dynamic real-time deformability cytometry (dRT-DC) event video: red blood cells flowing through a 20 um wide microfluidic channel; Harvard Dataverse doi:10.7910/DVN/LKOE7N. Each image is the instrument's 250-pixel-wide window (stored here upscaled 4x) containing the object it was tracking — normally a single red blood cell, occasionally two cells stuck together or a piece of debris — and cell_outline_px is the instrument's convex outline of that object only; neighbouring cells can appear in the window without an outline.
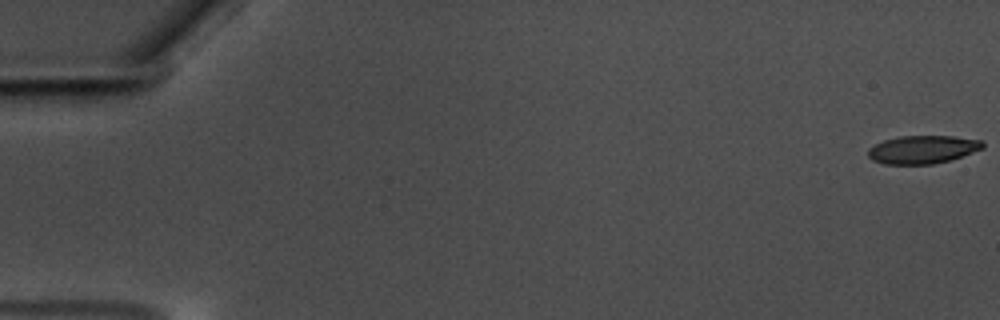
{"species": "common noctule bat (a hibernating species)", "species_latin": "Nyctalus noctula", "temperature_condition": "warm", "stored_images_in_passage": 59, "camera_frame_rate_fps": 3000, "um_per_image_px": 0.085, "animal": {"sex": "male", "body_mass_g": 17.5, "forearm_length_mm": 52.3}, "frame": {"image": 1, "passage_image": 1, "time_ms": 0.0, "image_size_px": [1000, 320], "cell_outline_px": [[984, 148], [952, 160], [932, 164], [884, 164], [872, 160], [868, 156], [868, 148], [884, 140], [900, 136], [952, 136], [980, 140], [984, 144]], "centroid_in_image_um": [78.42, 12.71], "position_along_channel_um": 6.6, "area_um2": 18.79}}
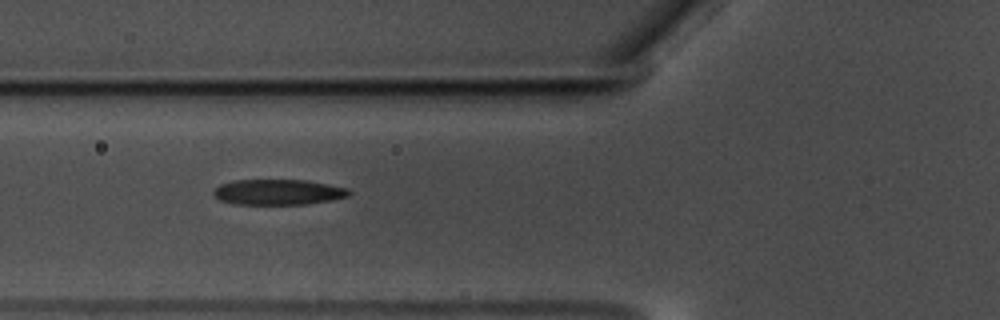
{"frame": {"image": 2, "passage_image": 23, "time_ms": 7.333, "image_size_px": [1000, 320], "cell_outline_px": [[352, 192], [348, 196], [328, 200], [304, 204], [236, 204], [220, 200], [212, 192], [220, 184], [232, 180], [308, 180], [348, 188]], "centroid_in_image_um": [23.64, 16.31], "position_along_channel_um": 102.2, "area_um2": 20.0}}
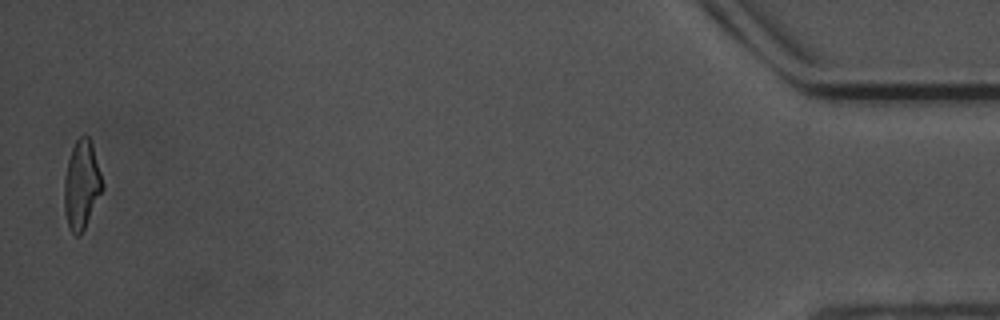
{"frame": {"image": 3, "passage_image": 58, "time_ms": 19.0, "image_size_px": [1000, 320], "cell_outline_px": [[104, 188], [80, 236], [76, 236], [72, 232], [68, 224], [64, 208], [64, 180], [68, 160], [72, 148], [76, 140], [80, 136], [88, 136], [92, 144], [100, 172]], "centroid_in_image_um": [6.93, 15.71], "position_along_channel_um": 428.3, "area_um2": 19.42}, "authors_computed_cell_mechanics": {"area_um2": 19.9988, "velocity_mm_per_s": 3.5608, "shape_relaxation_time_tau1_ms": 3.1919, "shape_relaxation_time_tau2_ms": 2.0718, "deformation_change_tau1": 0.1461, "deformation_change_tau2": 0.1174}}